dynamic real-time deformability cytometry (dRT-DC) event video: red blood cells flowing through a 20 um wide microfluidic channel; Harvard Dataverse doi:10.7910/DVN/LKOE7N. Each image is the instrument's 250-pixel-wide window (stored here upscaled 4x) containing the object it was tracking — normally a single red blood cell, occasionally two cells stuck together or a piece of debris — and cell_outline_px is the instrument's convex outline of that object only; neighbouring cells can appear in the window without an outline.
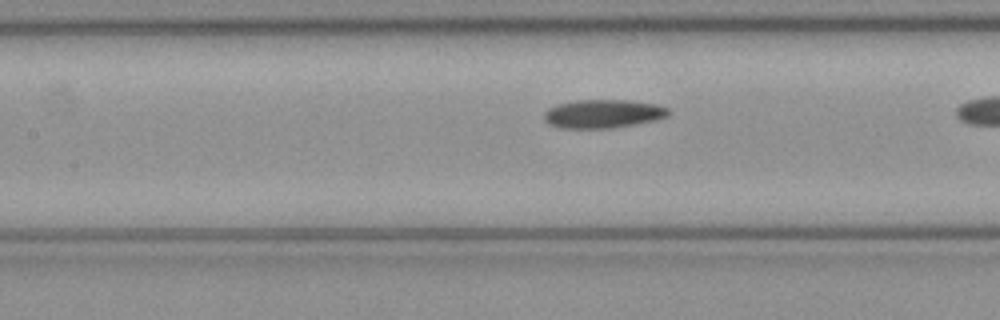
{"species": "common noctule bat (a hibernating species)", "species_latin": "Nyctalus noctula", "temperature_condition": "cold", "stored_images_in_passage": 31, "camera_frame_rate_fps": 3000, "um_per_image_px": 0.085, "animal": {"sex": "female", "body_mass_g": 21.9}, "frame": {"image": 1, "passage_image": 14, "time_ms": 4.333, "image_size_px": [1000, 320], "cell_outline_px": [[672, 112], [668, 116], [656, 120], [612, 128], [560, 128], [548, 124], [544, 120], [544, 112], [548, 108], [556, 104], [576, 100], [632, 100], [656, 104], [668, 108]], "centroid_in_image_um": [51.26, 9.66], "position_along_channel_um": 156.1, "area_um2": 20.92}}